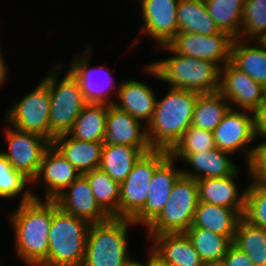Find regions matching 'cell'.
<instances>
[{
	"mask_svg": "<svg viewBox=\"0 0 266 266\" xmlns=\"http://www.w3.org/2000/svg\"><path fill=\"white\" fill-rule=\"evenodd\" d=\"M15 231V249L29 266H40L49 251V231L53 219V199L38 196L21 203L10 215Z\"/></svg>",
	"mask_w": 266,
	"mask_h": 266,
	"instance_id": "1",
	"label": "cell"
},
{
	"mask_svg": "<svg viewBox=\"0 0 266 266\" xmlns=\"http://www.w3.org/2000/svg\"><path fill=\"white\" fill-rule=\"evenodd\" d=\"M199 94L170 87L163 99L156 100L152 119L146 126L152 149L170 151L176 145L192 124Z\"/></svg>",
	"mask_w": 266,
	"mask_h": 266,
	"instance_id": "2",
	"label": "cell"
},
{
	"mask_svg": "<svg viewBox=\"0 0 266 266\" xmlns=\"http://www.w3.org/2000/svg\"><path fill=\"white\" fill-rule=\"evenodd\" d=\"M164 50L170 57L148 64L146 71L156 79L169 83L170 87L197 93L218 91L220 67L210 61L176 53L169 45Z\"/></svg>",
	"mask_w": 266,
	"mask_h": 266,
	"instance_id": "3",
	"label": "cell"
},
{
	"mask_svg": "<svg viewBox=\"0 0 266 266\" xmlns=\"http://www.w3.org/2000/svg\"><path fill=\"white\" fill-rule=\"evenodd\" d=\"M90 225L63 211L53 199L48 258L40 266H82Z\"/></svg>",
	"mask_w": 266,
	"mask_h": 266,
	"instance_id": "4",
	"label": "cell"
},
{
	"mask_svg": "<svg viewBox=\"0 0 266 266\" xmlns=\"http://www.w3.org/2000/svg\"><path fill=\"white\" fill-rule=\"evenodd\" d=\"M136 225L130 218L111 217L91 224L82 266H125L130 258L128 228Z\"/></svg>",
	"mask_w": 266,
	"mask_h": 266,
	"instance_id": "5",
	"label": "cell"
},
{
	"mask_svg": "<svg viewBox=\"0 0 266 266\" xmlns=\"http://www.w3.org/2000/svg\"><path fill=\"white\" fill-rule=\"evenodd\" d=\"M61 66V63L56 65V68L54 66L50 74L42 79L50 91V142L60 135L69 134L76 118L88 104L84 99L79 82L69 71L60 82L56 80L58 78V70L61 69Z\"/></svg>",
	"mask_w": 266,
	"mask_h": 266,
	"instance_id": "6",
	"label": "cell"
},
{
	"mask_svg": "<svg viewBox=\"0 0 266 266\" xmlns=\"http://www.w3.org/2000/svg\"><path fill=\"white\" fill-rule=\"evenodd\" d=\"M199 202L198 184L181 174L160 214L146 227L148 238L159 234L185 233L192 225Z\"/></svg>",
	"mask_w": 266,
	"mask_h": 266,
	"instance_id": "7",
	"label": "cell"
},
{
	"mask_svg": "<svg viewBox=\"0 0 266 266\" xmlns=\"http://www.w3.org/2000/svg\"><path fill=\"white\" fill-rule=\"evenodd\" d=\"M170 156L167 150L144 153L120 184L119 218H132L147 200L155 170Z\"/></svg>",
	"mask_w": 266,
	"mask_h": 266,
	"instance_id": "8",
	"label": "cell"
},
{
	"mask_svg": "<svg viewBox=\"0 0 266 266\" xmlns=\"http://www.w3.org/2000/svg\"><path fill=\"white\" fill-rule=\"evenodd\" d=\"M239 108H230L221 123L214 129L216 148L228 153L245 152L248 173L251 175V164L257 147L247 150L248 144L256 139L255 113Z\"/></svg>",
	"mask_w": 266,
	"mask_h": 266,
	"instance_id": "9",
	"label": "cell"
},
{
	"mask_svg": "<svg viewBox=\"0 0 266 266\" xmlns=\"http://www.w3.org/2000/svg\"><path fill=\"white\" fill-rule=\"evenodd\" d=\"M50 91L42 80L5 113V122L19 130L37 133L49 140Z\"/></svg>",
	"mask_w": 266,
	"mask_h": 266,
	"instance_id": "10",
	"label": "cell"
},
{
	"mask_svg": "<svg viewBox=\"0 0 266 266\" xmlns=\"http://www.w3.org/2000/svg\"><path fill=\"white\" fill-rule=\"evenodd\" d=\"M8 152H1L11 166L33 182L39 172L45 150L51 142L32 132L19 130L11 125L4 131Z\"/></svg>",
	"mask_w": 266,
	"mask_h": 266,
	"instance_id": "11",
	"label": "cell"
},
{
	"mask_svg": "<svg viewBox=\"0 0 266 266\" xmlns=\"http://www.w3.org/2000/svg\"><path fill=\"white\" fill-rule=\"evenodd\" d=\"M218 92L230 106L256 113L263 104L264 86L256 82L230 61L220 68ZM233 104V105H232Z\"/></svg>",
	"mask_w": 266,
	"mask_h": 266,
	"instance_id": "12",
	"label": "cell"
},
{
	"mask_svg": "<svg viewBox=\"0 0 266 266\" xmlns=\"http://www.w3.org/2000/svg\"><path fill=\"white\" fill-rule=\"evenodd\" d=\"M233 40L223 31L214 35L179 32L168 45L180 55L210 60L221 68L230 61Z\"/></svg>",
	"mask_w": 266,
	"mask_h": 266,
	"instance_id": "13",
	"label": "cell"
},
{
	"mask_svg": "<svg viewBox=\"0 0 266 266\" xmlns=\"http://www.w3.org/2000/svg\"><path fill=\"white\" fill-rule=\"evenodd\" d=\"M142 32L153 38L159 47L168 45L178 34L177 5L179 0H139Z\"/></svg>",
	"mask_w": 266,
	"mask_h": 266,
	"instance_id": "14",
	"label": "cell"
},
{
	"mask_svg": "<svg viewBox=\"0 0 266 266\" xmlns=\"http://www.w3.org/2000/svg\"><path fill=\"white\" fill-rule=\"evenodd\" d=\"M182 169H176L174 159L169 156L154 172L150 182L145 205L131 218L135 224L147 227L163 210L171 194L172 187Z\"/></svg>",
	"mask_w": 266,
	"mask_h": 266,
	"instance_id": "15",
	"label": "cell"
},
{
	"mask_svg": "<svg viewBox=\"0 0 266 266\" xmlns=\"http://www.w3.org/2000/svg\"><path fill=\"white\" fill-rule=\"evenodd\" d=\"M66 189L55 198L63 211L90 224L102 223L111 218L98 204L90 183L83 174Z\"/></svg>",
	"mask_w": 266,
	"mask_h": 266,
	"instance_id": "16",
	"label": "cell"
},
{
	"mask_svg": "<svg viewBox=\"0 0 266 266\" xmlns=\"http://www.w3.org/2000/svg\"><path fill=\"white\" fill-rule=\"evenodd\" d=\"M142 122L113 104L108 105L104 144L129 145L144 153L152 149Z\"/></svg>",
	"mask_w": 266,
	"mask_h": 266,
	"instance_id": "17",
	"label": "cell"
},
{
	"mask_svg": "<svg viewBox=\"0 0 266 266\" xmlns=\"http://www.w3.org/2000/svg\"><path fill=\"white\" fill-rule=\"evenodd\" d=\"M80 175L79 171L51 144L43 154L39 172L32 183L44 180L46 199H55Z\"/></svg>",
	"mask_w": 266,
	"mask_h": 266,
	"instance_id": "18",
	"label": "cell"
},
{
	"mask_svg": "<svg viewBox=\"0 0 266 266\" xmlns=\"http://www.w3.org/2000/svg\"><path fill=\"white\" fill-rule=\"evenodd\" d=\"M176 160H184L193 168L190 170H182V174L192 177L195 180L204 178H222L234 174L238 169L237 165L232 163L228 158V153L219 148H213L207 151L197 153H169Z\"/></svg>",
	"mask_w": 266,
	"mask_h": 266,
	"instance_id": "19",
	"label": "cell"
},
{
	"mask_svg": "<svg viewBox=\"0 0 266 266\" xmlns=\"http://www.w3.org/2000/svg\"><path fill=\"white\" fill-rule=\"evenodd\" d=\"M91 51V47L86 48L84 54L76 56L73 58L71 66L69 68V72L73 75V77L79 82L81 86V90L83 92L84 99L87 103L93 104H113L114 100H108V93L112 92V85H115L113 79L109 75L108 71H104L106 66H100L95 68L88 67L89 63V53ZM83 55V56H82ZM104 71V72H103ZM95 73V74H94ZM96 73H103L105 80L99 83L96 76ZM98 75V74H97ZM96 78V79H95ZM106 83V84H105ZM105 85V86H104ZM110 90V91H109ZM108 100V101H107ZM110 101V102H109Z\"/></svg>",
	"mask_w": 266,
	"mask_h": 266,
	"instance_id": "20",
	"label": "cell"
},
{
	"mask_svg": "<svg viewBox=\"0 0 266 266\" xmlns=\"http://www.w3.org/2000/svg\"><path fill=\"white\" fill-rule=\"evenodd\" d=\"M151 239V250L171 266H206L185 233L159 234Z\"/></svg>",
	"mask_w": 266,
	"mask_h": 266,
	"instance_id": "21",
	"label": "cell"
},
{
	"mask_svg": "<svg viewBox=\"0 0 266 266\" xmlns=\"http://www.w3.org/2000/svg\"><path fill=\"white\" fill-rule=\"evenodd\" d=\"M238 170L222 178H204L196 180L199 201L237 210L242 216L245 209V190L240 194L235 179Z\"/></svg>",
	"mask_w": 266,
	"mask_h": 266,
	"instance_id": "22",
	"label": "cell"
},
{
	"mask_svg": "<svg viewBox=\"0 0 266 266\" xmlns=\"http://www.w3.org/2000/svg\"><path fill=\"white\" fill-rule=\"evenodd\" d=\"M118 101L113 105L128 112L140 121H146V125L151 121L156 106V96L154 91L144 82L136 80H126L119 84Z\"/></svg>",
	"mask_w": 266,
	"mask_h": 266,
	"instance_id": "23",
	"label": "cell"
},
{
	"mask_svg": "<svg viewBox=\"0 0 266 266\" xmlns=\"http://www.w3.org/2000/svg\"><path fill=\"white\" fill-rule=\"evenodd\" d=\"M51 144L80 174L100 166L104 143L82 141L64 134L54 138Z\"/></svg>",
	"mask_w": 266,
	"mask_h": 266,
	"instance_id": "24",
	"label": "cell"
},
{
	"mask_svg": "<svg viewBox=\"0 0 266 266\" xmlns=\"http://www.w3.org/2000/svg\"><path fill=\"white\" fill-rule=\"evenodd\" d=\"M235 38L231 46L230 62L259 84L266 85V41ZM258 44V45H257Z\"/></svg>",
	"mask_w": 266,
	"mask_h": 266,
	"instance_id": "25",
	"label": "cell"
},
{
	"mask_svg": "<svg viewBox=\"0 0 266 266\" xmlns=\"http://www.w3.org/2000/svg\"><path fill=\"white\" fill-rule=\"evenodd\" d=\"M242 217L235 209L199 201L191 226L224 235L233 242L238 223Z\"/></svg>",
	"mask_w": 266,
	"mask_h": 266,
	"instance_id": "26",
	"label": "cell"
},
{
	"mask_svg": "<svg viewBox=\"0 0 266 266\" xmlns=\"http://www.w3.org/2000/svg\"><path fill=\"white\" fill-rule=\"evenodd\" d=\"M177 17L178 33L214 35L222 32L208 14L205 0H179Z\"/></svg>",
	"mask_w": 266,
	"mask_h": 266,
	"instance_id": "27",
	"label": "cell"
},
{
	"mask_svg": "<svg viewBox=\"0 0 266 266\" xmlns=\"http://www.w3.org/2000/svg\"><path fill=\"white\" fill-rule=\"evenodd\" d=\"M144 152L129 145L104 144L99 168L121 184Z\"/></svg>",
	"mask_w": 266,
	"mask_h": 266,
	"instance_id": "28",
	"label": "cell"
},
{
	"mask_svg": "<svg viewBox=\"0 0 266 266\" xmlns=\"http://www.w3.org/2000/svg\"><path fill=\"white\" fill-rule=\"evenodd\" d=\"M107 113L108 104L88 103L69 134L78 140L104 143Z\"/></svg>",
	"mask_w": 266,
	"mask_h": 266,
	"instance_id": "29",
	"label": "cell"
},
{
	"mask_svg": "<svg viewBox=\"0 0 266 266\" xmlns=\"http://www.w3.org/2000/svg\"><path fill=\"white\" fill-rule=\"evenodd\" d=\"M185 234L191 240L205 265H221L223 257L233 243L224 235L195 226H191Z\"/></svg>",
	"mask_w": 266,
	"mask_h": 266,
	"instance_id": "30",
	"label": "cell"
},
{
	"mask_svg": "<svg viewBox=\"0 0 266 266\" xmlns=\"http://www.w3.org/2000/svg\"><path fill=\"white\" fill-rule=\"evenodd\" d=\"M230 108L229 102L218 91L199 94L191 125L213 132Z\"/></svg>",
	"mask_w": 266,
	"mask_h": 266,
	"instance_id": "31",
	"label": "cell"
},
{
	"mask_svg": "<svg viewBox=\"0 0 266 266\" xmlns=\"http://www.w3.org/2000/svg\"><path fill=\"white\" fill-rule=\"evenodd\" d=\"M233 243L248 255L254 266H266V229L242 217Z\"/></svg>",
	"mask_w": 266,
	"mask_h": 266,
	"instance_id": "32",
	"label": "cell"
},
{
	"mask_svg": "<svg viewBox=\"0 0 266 266\" xmlns=\"http://www.w3.org/2000/svg\"><path fill=\"white\" fill-rule=\"evenodd\" d=\"M208 14L219 29L232 38H239L245 0H205Z\"/></svg>",
	"mask_w": 266,
	"mask_h": 266,
	"instance_id": "33",
	"label": "cell"
},
{
	"mask_svg": "<svg viewBox=\"0 0 266 266\" xmlns=\"http://www.w3.org/2000/svg\"><path fill=\"white\" fill-rule=\"evenodd\" d=\"M90 183L100 207L110 216L119 218L120 184L100 168L83 174Z\"/></svg>",
	"mask_w": 266,
	"mask_h": 266,
	"instance_id": "34",
	"label": "cell"
},
{
	"mask_svg": "<svg viewBox=\"0 0 266 266\" xmlns=\"http://www.w3.org/2000/svg\"><path fill=\"white\" fill-rule=\"evenodd\" d=\"M239 39L266 41V0H245Z\"/></svg>",
	"mask_w": 266,
	"mask_h": 266,
	"instance_id": "35",
	"label": "cell"
},
{
	"mask_svg": "<svg viewBox=\"0 0 266 266\" xmlns=\"http://www.w3.org/2000/svg\"><path fill=\"white\" fill-rule=\"evenodd\" d=\"M28 183L32 182L21 172L16 171L0 152V198L10 199L23 194L21 203L31 200L36 195L30 189H25Z\"/></svg>",
	"mask_w": 266,
	"mask_h": 266,
	"instance_id": "36",
	"label": "cell"
},
{
	"mask_svg": "<svg viewBox=\"0 0 266 266\" xmlns=\"http://www.w3.org/2000/svg\"><path fill=\"white\" fill-rule=\"evenodd\" d=\"M253 182L245 189L243 218L249 223L266 229V186Z\"/></svg>",
	"mask_w": 266,
	"mask_h": 266,
	"instance_id": "37",
	"label": "cell"
},
{
	"mask_svg": "<svg viewBox=\"0 0 266 266\" xmlns=\"http://www.w3.org/2000/svg\"><path fill=\"white\" fill-rule=\"evenodd\" d=\"M216 148L212 131L189 126L169 153H197Z\"/></svg>",
	"mask_w": 266,
	"mask_h": 266,
	"instance_id": "38",
	"label": "cell"
},
{
	"mask_svg": "<svg viewBox=\"0 0 266 266\" xmlns=\"http://www.w3.org/2000/svg\"><path fill=\"white\" fill-rule=\"evenodd\" d=\"M251 177L266 186V142L257 145L254 160L251 164Z\"/></svg>",
	"mask_w": 266,
	"mask_h": 266,
	"instance_id": "39",
	"label": "cell"
},
{
	"mask_svg": "<svg viewBox=\"0 0 266 266\" xmlns=\"http://www.w3.org/2000/svg\"><path fill=\"white\" fill-rule=\"evenodd\" d=\"M221 266H254L248 255L232 243L225 256Z\"/></svg>",
	"mask_w": 266,
	"mask_h": 266,
	"instance_id": "40",
	"label": "cell"
},
{
	"mask_svg": "<svg viewBox=\"0 0 266 266\" xmlns=\"http://www.w3.org/2000/svg\"><path fill=\"white\" fill-rule=\"evenodd\" d=\"M256 137L266 138V104H262L255 113ZM266 142V141H263Z\"/></svg>",
	"mask_w": 266,
	"mask_h": 266,
	"instance_id": "41",
	"label": "cell"
},
{
	"mask_svg": "<svg viewBox=\"0 0 266 266\" xmlns=\"http://www.w3.org/2000/svg\"><path fill=\"white\" fill-rule=\"evenodd\" d=\"M150 266H171L163 262L160 258H158L154 252L150 249Z\"/></svg>",
	"mask_w": 266,
	"mask_h": 266,
	"instance_id": "42",
	"label": "cell"
},
{
	"mask_svg": "<svg viewBox=\"0 0 266 266\" xmlns=\"http://www.w3.org/2000/svg\"><path fill=\"white\" fill-rule=\"evenodd\" d=\"M125 266H150V253H149V258L147 259L146 263L142 262L141 261H137V260H132V258L130 257L127 262H126V265Z\"/></svg>",
	"mask_w": 266,
	"mask_h": 266,
	"instance_id": "43",
	"label": "cell"
},
{
	"mask_svg": "<svg viewBox=\"0 0 266 266\" xmlns=\"http://www.w3.org/2000/svg\"><path fill=\"white\" fill-rule=\"evenodd\" d=\"M6 67L7 66L5 62H0V85H2L7 78L8 72Z\"/></svg>",
	"mask_w": 266,
	"mask_h": 266,
	"instance_id": "44",
	"label": "cell"
},
{
	"mask_svg": "<svg viewBox=\"0 0 266 266\" xmlns=\"http://www.w3.org/2000/svg\"><path fill=\"white\" fill-rule=\"evenodd\" d=\"M263 104H266V85L264 86V98H263Z\"/></svg>",
	"mask_w": 266,
	"mask_h": 266,
	"instance_id": "45",
	"label": "cell"
},
{
	"mask_svg": "<svg viewBox=\"0 0 266 266\" xmlns=\"http://www.w3.org/2000/svg\"><path fill=\"white\" fill-rule=\"evenodd\" d=\"M0 50H1V48H0ZM1 53H2V52H0V62H4L5 60H4V58H3V56H2Z\"/></svg>",
	"mask_w": 266,
	"mask_h": 266,
	"instance_id": "46",
	"label": "cell"
}]
</instances>
